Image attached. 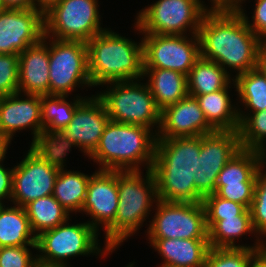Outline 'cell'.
Masks as SVG:
<instances>
[{"label":"cell","instance_id":"e575fe53","mask_svg":"<svg viewBox=\"0 0 266 267\" xmlns=\"http://www.w3.org/2000/svg\"><path fill=\"white\" fill-rule=\"evenodd\" d=\"M206 220H222L223 217L251 216L244 205L218 197L215 193L202 200Z\"/></svg>","mask_w":266,"mask_h":267},{"label":"cell","instance_id":"f546056e","mask_svg":"<svg viewBox=\"0 0 266 267\" xmlns=\"http://www.w3.org/2000/svg\"><path fill=\"white\" fill-rule=\"evenodd\" d=\"M234 82L239 113L266 110V78L258 68L235 75Z\"/></svg>","mask_w":266,"mask_h":267},{"label":"cell","instance_id":"8992f818","mask_svg":"<svg viewBox=\"0 0 266 267\" xmlns=\"http://www.w3.org/2000/svg\"><path fill=\"white\" fill-rule=\"evenodd\" d=\"M70 218L57 227L47 230L36 237L37 261L48 265H64L71 257L111 255L113 251L100 245L98 233L87 221L72 223ZM111 253V254H110ZM68 259V260H67Z\"/></svg>","mask_w":266,"mask_h":267},{"label":"cell","instance_id":"9a60e30c","mask_svg":"<svg viewBox=\"0 0 266 267\" xmlns=\"http://www.w3.org/2000/svg\"><path fill=\"white\" fill-rule=\"evenodd\" d=\"M242 149L238 131H215L201 136L197 157L196 191L205 198L215 193L222 168Z\"/></svg>","mask_w":266,"mask_h":267},{"label":"cell","instance_id":"7bdbcfd3","mask_svg":"<svg viewBox=\"0 0 266 267\" xmlns=\"http://www.w3.org/2000/svg\"><path fill=\"white\" fill-rule=\"evenodd\" d=\"M58 2L59 0H34V9L40 10L43 14H45Z\"/></svg>","mask_w":266,"mask_h":267},{"label":"cell","instance_id":"ffe728a7","mask_svg":"<svg viewBox=\"0 0 266 267\" xmlns=\"http://www.w3.org/2000/svg\"><path fill=\"white\" fill-rule=\"evenodd\" d=\"M49 37L43 39L19 54V93L49 94Z\"/></svg>","mask_w":266,"mask_h":267},{"label":"cell","instance_id":"ee69618b","mask_svg":"<svg viewBox=\"0 0 266 267\" xmlns=\"http://www.w3.org/2000/svg\"><path fill=\"white\" fill-rule=\"evenodd\" d=\"M250 267H266V247L255 255Z\"/></svg>","mask_w":266,"mask_h":267},{"label":"cell","instance_id":"5b68a950","mask_svg":"<svg viewBox=\"0 0 266 267\" xmlns=\"http://www.w3.org/2000/svg\"><path fill=\"white\" fill-rule=\"evenodd\" d=\"M119 204L113 224L103 233L104 245L112 251L139 232L144 222L153 215L158 201L156 182L151 170L118 171ZM152 208V209H151Z\"/></svg>","mask_w":266,"mask_h":267},{"label":"cell","instance_id":"52a82bcc","mask_svg":"<svg viewBox=\"0 0 266 267\" xmlns=\"http://www.w3.org/2000/svg\"><path fill=\"white\" fill-rule=\"evenodd\" d=\"M14 166L10 204L24 207L29 202L53 195L57 174L67 158L49 145L31 146ZM66 159V160H65Z\"/></svg>","mask_w":266,"mask_h":267},{"label":"cell","instance_id":"4fadbf2b","mask_svg":"<svg viewBox=\"0 0 266 267\" xmlns=\"http://www.w3.org/2000/svg\"><path fill=\"white\" fill-rule=\"evenodd\" d=\"M110 117L96 94L89 95L75 110L71 122L48 145L67 158L72 147L89 157L99 144Z\"/></svg>","mask_w":266,"mask_h":267},{"label":"cell","instance_id":"b9f144b4","mask_svg":"<svg viewBox=\"0 0 266 267\" xmlns=\"http://www.w3.org/2000/svg\"><path fill=\"white\" fill-rule=\"evenodd\" d=\"M5 9H34V0H3Z\"/></svg>","mask_w":266,"mask_h":267},{"label":"cell","instance_id":"3957f363","mask_svg":"<svg viewBox=\"0 0 266 267\" xmlns=\"http://www.w3.org/2000/svg\"><path fill=\"white\" fill-rule=\"evenodd\" d=\"M156 141L157 134L148 127L110 120L88 159L98 170H151Z\"/></svg>","mask_w":266,"mask_h":267},{"label":"cell","instance_id":"7c38bea8","mask_svg":"<svg viewBox=\"0 0 266 267\" xmlns=\"http://www.w3.org/2000/svg\"><path fill=\"white\" fill-rule=\"evenodd\" d=\"M49 79V95L71 96L77 87L92 88L87 42L49 37Z\"/></svg>","mask_w":266,"mask_h":267},{"label":"cell","instance_id":"ba28073f","mask_svg":"<svg viewBox=\"0 0 266 267\" xmlns=\"http://www.w3.org/2000/svg\"><path fill=\"white\" fill-rule=\"evenodd\" d=\"M142 80L145 81L136 79L106 83L107 90H98L96 96L103 102L110 120L145 126L157 134L161 111L148 84Z\"/></svg>","mask_w":266,"mask_h":267},{"label":"cell","instance_id":"4dcf8cb0","mask_svg":"<svg viewBox=\"0 0 266 267\" xmlns=\"http://www.w3.org/2000/svg\"><path fill=\"white\" fill-rule=\"evenodd\" d=\"M24 209L36 237L71 218V214L62 207L53 195L33 200L26 204Z\"/></svg>","mask_w":266,"mask_h":267},{"label":"cell","instance_id":"816d5d0a","mask_svg":"<svg viewBox=\"0 0 266 267\" xmlns=\"http://www.w3.org/2000/svg\"><path fill=\"white\" fill-rule=\"evenodd\" d=\"M264 165L266 166V152L264 153Z\"/></svg>","mask_w":266,"mask_h":267},{"label":"cell","instance_id":"603a6c76","mask_svg":"<svg viewBox=\"0 0 266 267\" xmlns=\"http://www.w3.org/2000/svg\"><path fill=\"white\" fill-rule=\"evenodd\" d=\"M231 88L236 89L234 79L224 89L195 96L207 122L217 131L239 130V111L229 94Z\"/></svg>","mask_w":266,"mask_h":267},{"label":"cell","instance_id":"7a4b0ae2","mask_svg":"<svg viewBox=\"0 0 266 267\" xmlns=\"http://www.w3.org/2000/svg\"><path fill=\"white\" fill-rule=\"evenodd\" d=\"M201 150V136L157 138L155 157L151 167L158 200L202 202L196 191L197 157Z\"/></svg>","mask_w":266,"mask_h":267},{"label":"cell","instance_id":"ac0fdd59","mask_svg":"<svg viewBox=\"0 0 266 267\" xmlns=\"http://www.w3.org/2000/svg\"><path fill=\"white\" fill-rule=\"evenodd\" d=\"M118 198V171H94L88 181L81 213L90 216L87 222L98 233L101 229L105 232L113 224L119 204Z\"/></svg>","mask_w":266,"mask_h":267},{"label":"cell","instance_id":"6da1fadb","mask_svg":"<svg viewBox=\"0 0 266 267\" xmlns=\"http://www.w3.org/2000/svg\"><path fill=\"white\" fill-rule=\"evenodd\" d=\"M201 57L218 63L233 78L257 68L262 40L238 10H208L198 32ZM229 70V71H228ZM237 71V72H236Z\"/></svg>","mask_w":266,"mask_h":267},{"label":"cell","instance_id":"83f0119b","mask_svg":"<svg viewBox=\"0 0 266 267\" xmlns=\"http://www.w3.org/2000/svg\"><path fill=\"white\" fill-rule=\"evenodd\" d=\"M233 79L218 63L200 57L187 76L188 95L195 97L224 89Z\"/></svg>","mask_w":266,"mask_h":267},{"label":"cell","instance_id":"8fae6325","mask_svg":"<svg viewBox=\"0 0 266 267\" xmlns=\"http://www.w3.org/2000/svg\"><path fill=\"white\" fill-rule=\"evenodd\" d=\"M155 211V213H154ZM147 231V239H208L205 209L202 202L158 200Z\"/></svg>","mask_w":266,"mask_h":267},{"label":"cell","instance_id":"836d02e7","mask_svg":"<svg viewBox=\"0 0 266 267\" xmlns=\"http://www.w3.org/2000/svg\"><path fill=\"white\" fill-rule=\"evenodd\" d=\"M266 166L263 164L256 172L254 198L249 208L254 231L266 240ZM265 237V238H264ZM264 238V239H263Z\"/></svg>","mask_w":266,"mask_h":267},{"label":"cell","instance_id":"d4e9b609","mask_svg":"<svg viewBox=\"0 0 266 267\" xmlns=\"http://www.w3.org/2000/svg\"><path fill=\"white\" fill-rule=\"evenodd\" d=\"M41 95L43 145H48L71 122L76 108L87 96Z\"/></svg>","mask_w":266,"mask_h":267},{"label":"cell","instance_id":"484cf974","mask_svg":"<svg viewBox=\"0 0 266 267\" xmlns=\"http://www.w3.org/2000/svg\"><path fill=\"white\" fill-rule=\"evenodd\" d=\"M67 170L64 163L57 174L53 197L69 213H81L86 198L88 181L92 174Z\"/></svg>","mask_w":266,"mask_h":267},{"label":"cell","instance_id":"44dd1931","mask_svg":"<svg viewBox=\"0 0 266 267\" xmlns=\"http://www.w3.org/2000/svg\"><path fill=\"white\" fill-rule=\"evenodd\" d=\"M162 257L157 267H202L210 250L208 239H148Z\"/></svg>","mask_w":266,"mask_h":267},{"label":"cell","instance_id":"2e32d148","mask_svg":"<svg viewBox=\"0 0 266 267\" xmlns=\"http://www.w3.org/2000/svg\"><path fill=\"white\" fill-rule=\"evenodd\" d=\"M27 128L31 146H42L41 95L17 92L0 97V136L10 145L14 135Z\"/></svg>","mask_w":266,"mask_h":267},{"label":"cell","instance_id":"60d3db41","mask_svg":"<svg viewBox=\"0 0 266 267\" xmlns=\"http://www.w3.org/2000/svg\"><path fill=\"white\" fill-rule=\"evenodd\" d=\"M209 1V0H208ZM244 0H210L208 10H238L243 5Z\"/></svg>","mask_w":266,"mask_h":267},{"label":"cell","instance_id":"74e56055","mask_svg":"<svg viewBox=\"0 0 266 267\" xmlns=\"http://www.w3.org/2000/svg\"><path fill=\"white\" fill-rule=\"evenodd\" d=\"M255 184L256 182H241V184L224 185L215 194L249 209L254 198Z\"/></svg>","mask_w":266,"mask_h":267},{"label":"cell","instance_id":"5bb4252c","mask_svg":"<svg viewBox=\"0 0 266 267\" xmlns=\"http://www.w3.org/2000/svg\"><path fill=\"white\" fill-rule=\"evenodd\" d=\"M134 29L137 35H143V68L174 70L188 76L194 63L201 57L198 34H142L135 22Z\"/></svg>","mask_w":266,"mask_h":267},{"label":"cell","instance_id":"d6986e66","mask_svg":"<svg viewBox=\"0 0 266 267\" xmlns=\"http://www.w3.org/2000/svg\"><path fill=\"white\" fill-rule=\"evenodd\" d=\"M215 131L207 122L196 97L187 95L161 111L157 138L196 137Z\"/></svg>","mask_w":266,"mask_h":267},{"label":"cell","instance_id":"f35d334b","mask_svg":"<svg viewBox=\"0 0 266 267\" xmlns=\"http://www.w3.org/2000/svg\"><path fill=\"white\" fill-rule=\"evenodd\" d=\"M244 0L243 4L246 3ZM253 14L249 19L247 11L241 6L238 11L245 19L247 26L257 35L261 40L266 38V0H255ZM244 8V9H243ZM245 11V12H244Z\"/></svg>","mask_w":266,"mask_h":267},{"label":"cell","instance_id":"d6a6232c","mask_svg":"<svg viewBox=\"0 0 266 267\" xmlns=\"http://www.w3.org/2000/svg\"><path fill=\"white\" fill-rule=\"evenodd\" d=\"M263 249L210 248L202 267H250L255 255Z\"/></svg>","mask_w":266,"mask_h":267},{"label":"cell","instance_id":"f907efd6","mask_svg":"<svg viewBox=\"0 0 266 267\" xmlns=\"http://www.w3.org/2000/svg\"><path fill=\"white\" fill-rule=\"evenodd\" d=\"M135 263H136V262H134V261L129 262V264H127V266H125V267H135V266H134Z\"/></svg>","mask_w":266,"mask_h":267},{"label":"cell","instance_id":"4316f807","mask_svg":"<svg viewBox=\"0 0 266 267\" xmlns=\"http://www.w3.org/2000/svg\"><path fill=\"white\" fill-rule=\"evenodd\" d=\"M36 245L24 207L0 206V247Z\"/></svg>","mask_w":266,"mask_h":267},{"label":"cell","instance_id":"cb8c5ba5","mask_svg":"<svg viewBox=\"0 0 266 267\" xmlns=\"http://www.w3.org/2000/svg\"><path fill=\"white\" fill-rule=\"evenodd\" d=\"M151 94L160 111L188 95L187 76L174 70L143 68Z\"/></svg>","mask_w":266,"mask_h":267},{"label":"cell","instance_id":"bcb514c9","mask_svg":"<svg viewBox=\"0 0 266 267\" xmlns=\"http://www.w3.org/2000/svg\"><path fill=\"white\" fill-rule=\"evenodd\" d=\"M9 145L1 136H0V157L4 155L8 148H10Z\"/></svg>","mask_w":266,"mask_h":267},{"label":"cell","instance_id":"9c48e42d","mask_svg":"<svg viewBox=\"0 0 266 267\" xmlns=\"http://www.w3.org/2000/svg\"><path fill=\"white\" fill-rule=\"evenodd\" d=\"M206 5L202 0H157L136 14L135 23L142 34H198Z\"/></svg>","mask_w":266,"mask_h":267},{"label":"cell","instance_id":"7dc6e473","mask_svg":"<svg viewBox=\"0 0 266 267\" xmlns=\"http://www.w3.org/2000/svg\"><path fill=\"white\" fill-rule=\"evenodd\" d=\"M34 267H68V266H64V265H48V264H44V263H40V262H36Z\"/></svg>","mask_w":266,"mask_h":267},{"label":"cell","instance_id":"f6af8a7d","mask_svg":"<svg viewBox=\"0 0 266 267\" xmlns=\"http://www.w3.org/2000/svg\"><path fill=\"white\" fill-rule=\"evenodd\" d=\"M257 68L263 73L264 77L266 78V55L263 52H261L259 56Z\"/></svg>","mask_w":266,"mask_h":267},{"label":"cell","instance_id":"e0dca14e","mask_svg":"<svg viewBox=\"0 0 266 267\" xmlns=\"http://www.w3.org/2000/svg\"><path fill=\"white\" fill-rule=\"evenodd\" d=\"M44 37V14L37 9L0 11V54L19 55Z\"/></svg>","mask_w":266,"mask_h":267},{"label":"cell","instance_id":"30bf717a","mask_svg":"<svg viewBox=\"0 0 266 267\" xmlns=\"http://www.w3.org/2000/svg\"><path fill=\"white\" fill-rule=\"evenodd\" d=\"M98 0H59L44 14V35L56 40L88 42L101 26Z\"/></svg>","mask_w":266,"mask_h":267},{"label":"cell","instance_id":"f1b7e54d","mask_svg":"<svg viewBox=\"0 0 266 267\" xmlns=\"http://www.w3.org/2000/svg\"><path fill=\"white\" fill-rule=\"evenodd\" d=\"M263 164L264 153L241 149L220 171L215 193L224 185L256 182V172Z\"/></svg>","mask_w":266,"mask_h":267},{"label":"cell","instance_id":"681fc988","mask_svg":"<svg viewBox=\"0 0 266 267\" xmlns=\"http://www.w3.org/2000/svg\"><path fill=\"white\" fill-rule=\"evenodd\" d=\"M4 9H5L4 1L3 0H0V11L1 10H4Z\"/></svg>","mask_w":266,"mask_h":267},{"label":"cell","instance_id":"d590c367","mask_svg":"<svg viewBox=\"0 0 266 267\" xmlns=\"http://www.w3.org/2000/svg\"><path fill=\"white\" fill-rule=\"evenodd\" d=\"M19 55L0 54V97L19 91Z\"/></svg>","mask_w":266,"mask_h":267},{"label":"cell","instance_id":"277c9868","mask_svg":"<svg viewBox=\"0 0 266 267\" xmlns=\"http://www.w3.org/2000/svg\"><path fill=\"white\" fill-rule=\"evenodd\" d=\"M108 28L87 42L92 86L143 79V45Z\"/></svg>","mask_w":266,"mask_h":267},{"label":"cell","instance_id":"1f68e13d","mask_svg":"<svg viewBox=\"0 0 266 267\" xmlns=\"http://www.w3.org/2000/svg\"><path fill=\"white\" fill-rule=\"evenodd\" d=\"M239 137L242 149L266 152V110L239 113Z\"/></svg>","mask_w":266,"mask_h":267},{"label":"cell","instance_id":"8d00e7d4","mask_svg":"<svg viewBox=\"0 0 266 267\" xmlns=\"http://www.w3.org/2000/svg\"><path fill=\"white\" fill-rule=\"evenodd\" d=\"M36 245L0 247V267H34ZM31 250V251H30Z\"/></svg>","mask_w":266,"mask_h":267},{"label":"cell","instance_id":"7402d4cb","mask_svg":"<svg viewBox=\"0 0 266 267\" xmlns=\"http://www.w3.org/2000/svg\"><path fill=\"white\" fill-rule=\"evenodd\" d=\"M210 248H249L264 249L266 241L262 240L254 231L251 216L223 217L222 220H206ZM253 235L255 244H239L243 236Z\"/></svg>","mask_w":266,"mask_h":267},{"label":"cell","instance_id":"ab89813d","mask_svg":"<svg viewBox=\"0 0 266 267\" xmlns=\"http://www.w3.org/2000/svg\"><path fill=\"white\" fill-rule=\"evenodd\" d=\"M7 152L0 157V205H7L4 202H11L13 191V170L14 167H7L4 164V160ZM8 200V201H7Z\"/></svg>","mask_w":266,"mask_h":267},{"label":"cell","instance_id":"c3c4849f","mask_svg":"<svg viewBox=\"0 0 266 267\" xmlns=\"http://www.w3.org/2000/svg\"><path fill=\"white\" fill-rule=\"evenodd\" d=\"M262 52L266 55V38L262 40Z\"/></svg>","mask_w":266,"mask_h":267}]
</instances>
